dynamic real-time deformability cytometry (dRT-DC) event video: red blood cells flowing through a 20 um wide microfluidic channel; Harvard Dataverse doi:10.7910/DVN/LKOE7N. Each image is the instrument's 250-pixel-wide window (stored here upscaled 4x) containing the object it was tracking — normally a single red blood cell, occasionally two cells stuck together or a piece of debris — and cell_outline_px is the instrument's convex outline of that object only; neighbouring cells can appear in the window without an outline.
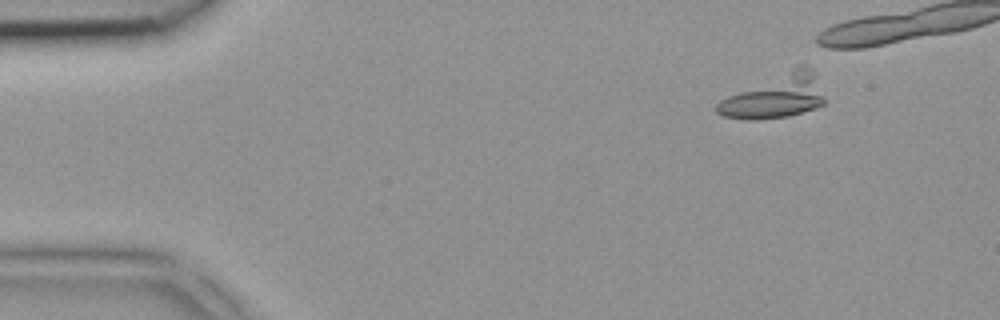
{"species": "common noctule bat (a hibernating species)", "species_latin": "Nyctalus noctula", "temperature_condition": "room temperature", "stored_images_in_passage": 4, "segment_of_instrument_passage": [2, 2], "camera_frame_rate_fps": 3000, "um_per_image_px": 0.085, "animal": {"sex": "female", "body_mass_g": 18.4}, "frame": {"image": 1, "passage_image": 4, "time_ms": 1.0, "image_size_px": [1000, 320], "cell_outline_px": [[824, 104], [816, 108], [788, 116], [752, 120], [748, 120], [724, 116], [716, 112], [716, 104], [720, 100], [728, 96], [800, 64], [804, 64], [812, 68], [816, 72], [824, 96]], "centroid_in_image_um": [65.94, 8.18], "position_along_channel_um": 19.1, "area_um2": 27.22}}